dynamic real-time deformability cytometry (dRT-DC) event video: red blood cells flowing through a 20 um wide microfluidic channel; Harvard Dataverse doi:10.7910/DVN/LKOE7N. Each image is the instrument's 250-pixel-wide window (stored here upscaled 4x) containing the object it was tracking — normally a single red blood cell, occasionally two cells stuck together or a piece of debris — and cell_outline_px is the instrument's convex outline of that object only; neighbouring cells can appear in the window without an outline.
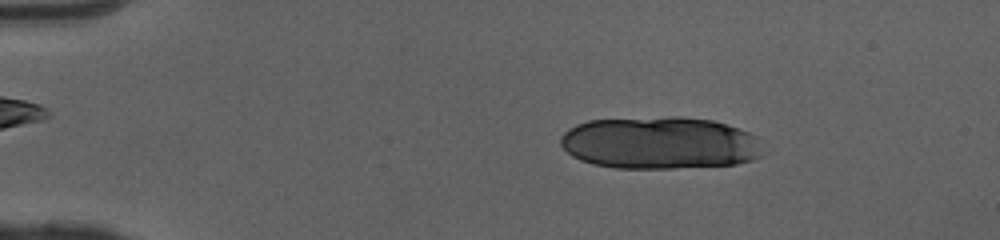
{"species": "human", "species_latin": "Homo sapiens", "temperature_condition": "cold", "stored_images_in_passage": 19, "camera_frame_rate_fps": 3000, "um_per_image_px": 0.085, "donor": {"sex": "female"}, "frame": {"image": 1, "passage_image": 8, "time_ms": 2.333, "image_size_px": [1000, 240], "cell_outline_px": [[764, 156], [756, 160], [736, 164], [672, 168], [616, 168], [592, 164], [580, 160], [572, 156], [560, 144], [560, 136], [568, 128], [576, 124], [588, 120], [668, 116], [680, 116], [712, 120], [748, 132], [756, 136]], "centroid_in_image_um": [56.07, 12.15], "position_along_channel_um": 28.9, "area_um2": 62.25}}